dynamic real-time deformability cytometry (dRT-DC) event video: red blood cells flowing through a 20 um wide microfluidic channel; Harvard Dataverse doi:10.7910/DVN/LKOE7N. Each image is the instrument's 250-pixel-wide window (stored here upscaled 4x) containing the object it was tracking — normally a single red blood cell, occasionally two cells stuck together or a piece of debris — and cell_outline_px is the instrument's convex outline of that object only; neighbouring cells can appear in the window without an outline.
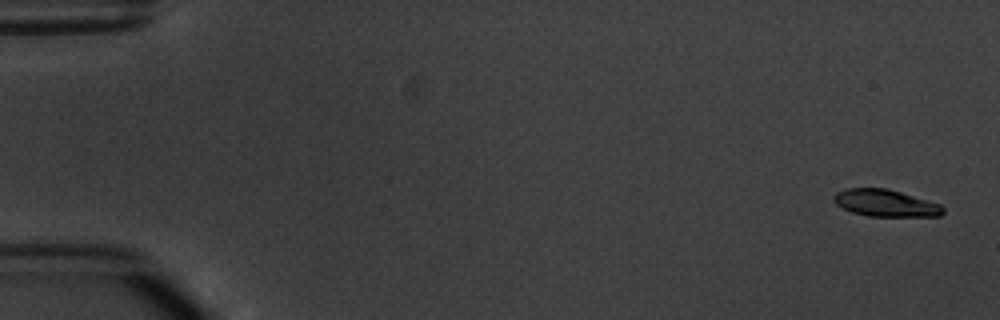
{"species": "common noctule bat (a hibernating species)", "species_latin": "Nyctalus noctula", "temperature_condition": "warm", "stored_images_in_passage": 4, "camera_frame_rate_fps": 3000, "um_per_image_px": 0.085, "animal": {"sex": "male", "body_mass_g": 20.1, "forearm_length_mm": 53.5}, "frame": {"image": 1, "passage_image": 1, "time_ms": 0.0, "image_size_px": [1000, 320], "cell_outline_px": [[944, 212], [940, 216], [868, 216], [852, 212], [836, 204], [832, 200], [832, 196], [836, 192], [844, 188], [888, 188], [940, 204], [944, 208]], "centroid_in_image_um": [75.24, 17.25], "position_along_channel_um": 9.8, "area_um2": 17.22}}
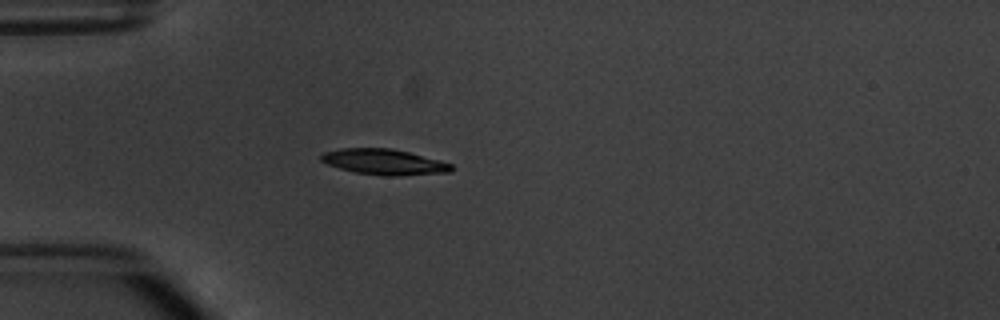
{"frame": {"image": 2, "passage_image": 4, "time_ms": 4.667, "image_size_px": [1000, 320], "cell_outline_px": [[456, 168], [452, 172], [400, 176], [384, 176], [356, 172], [340, 168], [328, 164], [320, 160], [320, 156], [324, 152], [340, 148], [392, 148], [440, 160], [452, 164]], "centroid_in_image_um": [32.7, 13.77], "position_along_channel_um": 52.3, "area_um2": 19.59}}